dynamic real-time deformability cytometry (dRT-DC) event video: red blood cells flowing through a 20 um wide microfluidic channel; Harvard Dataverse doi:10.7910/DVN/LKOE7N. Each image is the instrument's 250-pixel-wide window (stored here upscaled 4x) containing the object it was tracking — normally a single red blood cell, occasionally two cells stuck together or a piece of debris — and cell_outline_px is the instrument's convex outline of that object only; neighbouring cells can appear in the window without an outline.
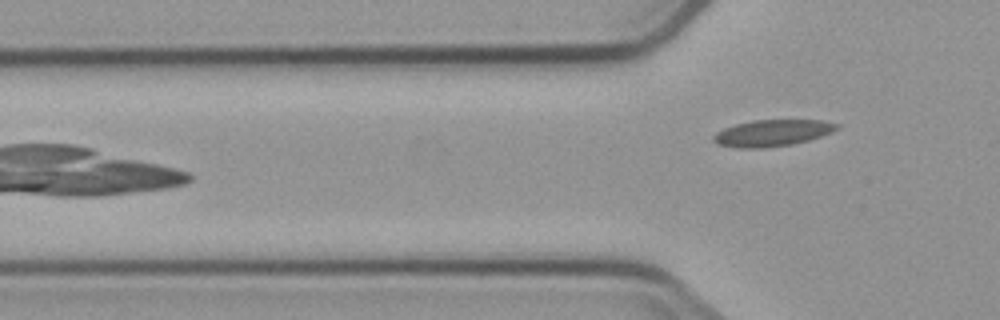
{"species": "common noctule bat (a hibernating species)", "species_latin": "Nyctalus noctula", "temperature_condition": "cold", "stored_images_in_passage": 5, "camera_frame_rate_fps": 3000, "um_per_image_px": 0.085, "animal": {"sex": "male", "body_mass_g": 23.1, "forearm_length_mm": 52.7}, "frame": {"image": 1, "passage_image": 5, "time_ms": 5.333, "image_size_px": [1000, 320], "cell_outline_px": [[840, 128], [832, 132], [808, 140], [792, 144], [760, 148], [736, 148], [716, 144], [712, 140], [712, 136], [716, 132], [724, 128], [736, 124], [752, 120], [820, 120], [840, 124]], "centroid_in_image_um": [65.62, 11.3], "position_along_channel_um": 60.2, "area_um2": 19.13}}